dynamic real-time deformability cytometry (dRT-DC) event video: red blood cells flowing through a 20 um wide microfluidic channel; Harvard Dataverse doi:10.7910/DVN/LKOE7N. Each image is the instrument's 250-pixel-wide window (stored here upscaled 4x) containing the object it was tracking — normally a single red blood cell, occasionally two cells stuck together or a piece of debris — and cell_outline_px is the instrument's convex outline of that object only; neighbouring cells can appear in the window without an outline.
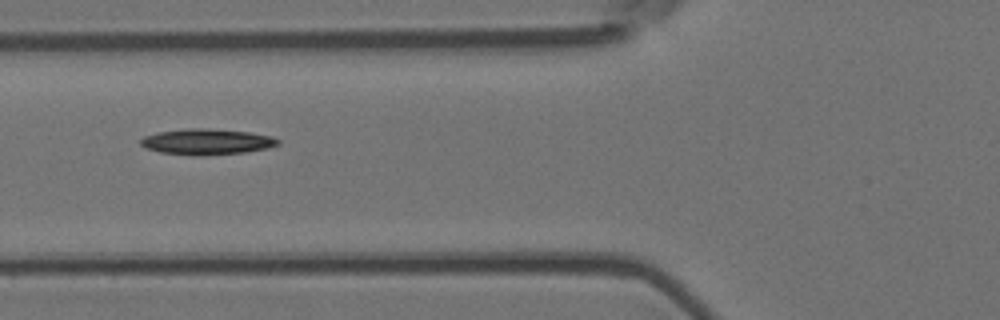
{"species": "Egyptian fruit bat (a non-hibernating species)", "species_latin": "Rousettus aegyptiacus", "temperature_condition": "room temperature", "stored_images_in_passage": 8, "camera_frame_rate_fps": 3000, "um_per_image_px": 0.085, "animal": {"sex": "female"}, "frame": {"image": 1, "passage_image": 5, "time_ms": 1.333, "image_size_px": [1000, 320], "cell_outline_px": [[280, 144], [268, 148], [244, 152], [160, 152], [144, 148], [140, 144], [140, 140], [144, 136], [156, 132], [188, 128], [208, 128], [248, 132], [272, 136], [280, 140]], "centroid_in_image_um": [17.59, 11.98], "position_along_channel_um": 108.2, "area_um2": 19.54}}
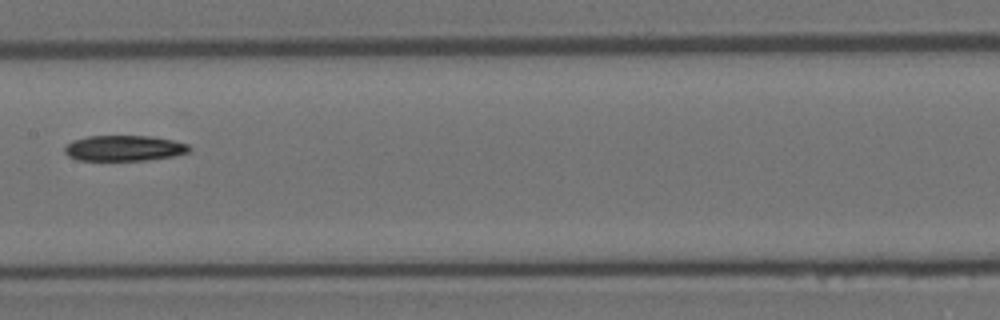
{"frame": {"image": 2, "passage_image": 7, "time_ms": 2.0, "image_size_px": [1000, 320], "cell_outline_px": [[192, 148], [188, 152], [172, 156], [148, 160], [80, 160], [68, 156], [64, 152], [64, 148], [72, 140], [88, 136], [152, 136], [172, 140], [188, 144]], "centroid_in_image_um": [10.55, 12.59], "position_along_channel_um": 196.9, "area_um2": 18.55}}
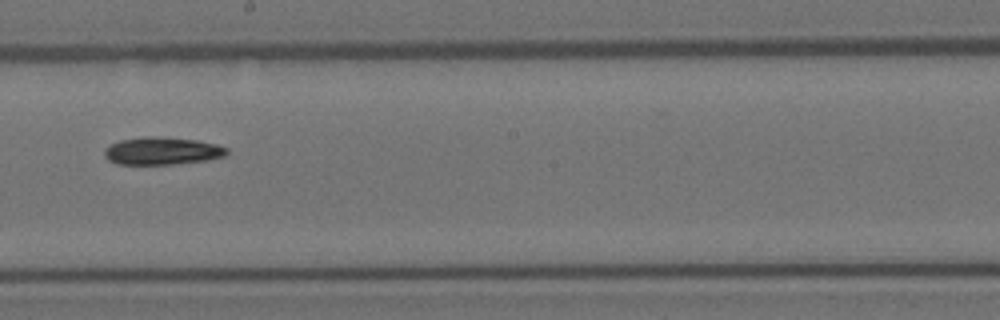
{"frame": {"image": 3, "passage_image": 8, "time_ms": 2.333, "image_size_px": [1000, 320], "cell_outline_px": [[228, 152], [224, 156], [204, 160], [172, 164], [116, 164], [108, 160], [104, 156], [104, 148], [108, 144], [120, 140], [144, 136], [156, 136], [196, 140], [216, 144], [228, 148]], "centroid_in_image_um": [13.71, 12.82], "position_along_channel_um": 234.5, "area_um2": 19.71}}